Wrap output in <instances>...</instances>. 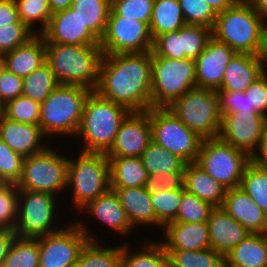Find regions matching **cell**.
Listing matches in <instances>:
<instances>
[{
    "mask_svg": "<svg viewBox=\"0 0 267 267\" xmlns=\"http://www.w3.org/2000/svg\"><path fill=\"white\" fill-rule=\"evenodd\" d=\"M151 72L152 50L103 54L94 91L130 112L147 111L151 108Z\"/></svg>",
    "mask_w": 267,
    "mask_h": 267,
    "instance_id": "cell-1",
    "label": "cell"
},
{
    "mask_svg": "<svg viewBox=\"0 0 267 267\" xmlns=\"http://www.w3.org/2000/svg\"><path fill=\"white\" fill-rule=\"evenodd\" d=\"M46 63L60 85H79L92 91L98 83L100 45L45 43Z\"/></svg>",
    "mask_w": 267,
    "mask_h": 267,
    "instance_id": "cell-2",
    "label": "cell"
},
{
    "mask_svg": "<svg viewBox=\"0 0 267 267\" xmlns=\"http://www.w3.org/2000/svg\"><path fill=\"white\" fill-rule=\"evenodd\" d=\"M247 0L217 14L212 37L231 47L236 53L259 55L267 25Z\"/></svg>",
    "mask_w": 267,
    "mask_h": 267,
    "instance_id": "cell-3",
    "label": "cell"
},
{
    "mask_svg": "<svg viewBox=\"0 0 267 267\" xmlns=\"http://www.w3.org/2000/svg\"><path fill=\"white\" fill-rule=\"evenodd\" d=\"M130 111L92 91L84 105L77 135L84 138L83 152L107 153L122 121Z\"/></svg>",
    "mask_w": 267,
    "mask_h": 267,
    "instance_id": "cell-4",
    "label": "cell"
},
{
    "mask_svg": "<svg viewBox=\"0 0 267 267\" xmlns=\"http://www.w3.org/2000/svg\"><path fill=\"white\" fill-rule=\"evenodd\" d=\"M91 92L79 85H59L40 104L39 126L43 134L76 135Z\"/></svg>",
    "mask_w": 267,
    "mask_h": 267,
    "instance_id": "cell-5",
    "label": "cell"
},
{
    "mask_svg": "<svg viewBox=\"0 0 267 267\" xmlns=\"http://www.w3.org/2000/svg\"><path fill=\"white\" fill-rule=\"evenodd\" d=\"M167 108L202 139L218 137L222 114L216 90L192 88Z\"/></svg>",
    "mask_w": 267,
    "mask_h": 267,
    "instance_id": "cell-6",
    "label": "cell"
},
{
    "mask_svg": "<svg viewBox=\"0 0 267 267\" xmlns=\"http://www.w3.org/2000/svg\"><path fill=\"white\" fill-rule=\"evenodd\" d=\"M151 76V108H167L197 87L194 59H170L152 51Z\"/></svg>",
    "mask_w": 267,
    "mask_h": 267,
    "instance_id": "cell-7",
    "label": "cell"
},
{
    "mask_svg": "<svg viewBox=\"0 0 267 267\" xmlns=\"http://www.w3.org/2000/svg\"><path fill=\"white\" fill-rule=\"evenodd\" d=\"M67 184L72 185L74 204L84 208L110 187V163L105 153L83 152L69 159Z\"/></svg>",
    "mask_w": 267,
    "mask_h": 267,
    "instance_id": "cell-8",
    "label": "cell"
},
{
    "mask_svg": "<svg viewBox=\"0 0 267 267\" xmlns=\"http://www.w3.org/2000/svg\"><path fill=\"white\" fill-rule=\"evenodd\" d=\"M251 157L217 138L203 139L195 163L226 189L241 185Z\"/></svg>",
    "mask_w": 267,
    "mask_h": 267,
    "instance_id": "cell-9",
    "label": "cell"
},
{
    "mask_svg": "<svg viewBox=\"0 0 267 267\" xmlns=\"http://www.w3.org/2000/svg\"><path fill=\"white\" fill-rule=\"evenodd\" d=\"M152 141L187 164L195 162L203 139L188 129L168 108H150Z\"/></svg>",
    "mask_w": 267,
    "mask_h": 267,
    "instance_id": "cell-10",
    "label": "cell"
},
{
    "mask_svg": "<svg viewBox=\"0 0 267 267\" xmlns=\"http://www.w3.org/2000/svg\"><path fill=\"white\" fill-rule=\"evenodd\" d=\"M57 153L47 147L40 153L25 157L18 188L55 195L56 191L68 186L69 159Z\"/></svg>",
    "mask_w": 267,
    "mask_h": 267,
    "instance_id": "cell-11",
    "label": "cell"
},
{
    "mask_svg": "<svg viewBox=\"0 0 267 267\" xmlns=\"http://www.w3.org/2000/svg\"><path fill=\"white\" fill-rule=\"evenodd\" d=\"M80 223V224H79ZM63 230L37 237L39 267H76L79 254L88 241H96L87 234L83 222Z\"/></svg>",
    "mask_w": 267,
    "mask_h": 267,
    "instance_id": "cell-12",
    "label": "cell"
},
{
    "mask_svg": "<svg viewBox=\"0 0 267 267\" xmlns=\"http://www.w3.org/2000/svg\"><path fill=\"white\" fill-rule=\"evenodd\" d=\"M103 54L151 51L153 38L149 25L109 12L106 30L99 43Z\"/></svg>",
    "mask_w": 267,
    "mask_h": 267,
    "instance_id": "cell-13",
    "label": "cell"
},
{
    "mask_svg": "<svg viewBox=\"0 0 267 267\" xmlns=\"http://www.w3.org/2000/svg\"><path fill=\"white\" fill-rule=\"evenodd\" d=\"M21 194L25 196L23 197L25 200H22ZM54 197L55 195L46 192L19 189L18 215L14 229L17 237L37 238L58 231L52 230L51 227L53 217H56Z\"/></svg>",
    "mask_w": 267,
    "mask_h": 267,
    "instance_id": "cell-14",
    "label": "cell"
},
{
    "mask_svg": "<svg viewBox=\"0 0 267 267\" xmlns=\"http://www.w3.org/2000/svg\"><path fill=\"white\" fill-rule=\"evenodd\" d=\"M266 123L267 117L258 112L224 114L218 138L251 157L258 148Z\"/></svg>",
    "mask_w": 267,
    "mask_h": 267,
    "instance_id": "cell-15",
    "label": "cell"
},
{
    "mask_svg": "<svg viewBox=\"0 0 267 267\" xmlns=\"http://www.w3.org/2000/svg\"><path fill=\"white\" fill-rule=\"evenodd\" d=\"M152 141L149 110L130 112L122 121L107 157H141Z\"/></svg>",
    "mask_w": 267,
    "mask_h": 267,
    "instance_id": "cell-16",
    "label": "cell"
},
{
    "mask_svg": "<svg viewBox=\"0 0 267 267\" xmlns=\"http://www.w3.org/2000/svg\"><path fill=\"white\" fill-rule=\"evenodd\" d=\"M41 35L45 43L70 45H99L100 43L71 7L53 13L47 28Z\"/></svg>",
    "mask_w": 267,
    "mask_h": 267,
    "instance_id": "cell-17",
    "label": "cell"
},
{
    "mask_svg": "<svg viewBox=\"0 0 267 267\" xmlns=\"http://www.w3.org/2000/svg\"><path fill=\"white\" fill-rule=\"evenodd\" d=\"M235 54L227 44L212 37L195 59L197 87L217 90L221 86L225 68Z\"/></svg>",
    "mask_w": 267,
    "mask_h": 267,
    "instance_id": "cell-18",
    "label": "cell"
},
{
    "mask_svg": "<svg viewBox=\"0 0 267 267\" xmlns=\"http://www.w3.org/2000/svg\"><path fill=\"white\" fill-rule=\"evenodd\" d=\"M221 207L250 233H267V214L240 186L227 189Z\"/></svg>",
    "mask_w": 267,
    "mask_h": 267,
    "instance_id": "cell-19",
    "label": "cell"
},
{
    "mask_svg": "<svg viewBox=\"0 0 267 267\" xmlns=\"http://www.w3.org/2000/svg\"><path fill=\"white\" fill-rule=\"evenodd\" d=\"M43 136L39 125L20 123L0 115V139L23 158L47 148L40 145Z\"/></svg>",
    "mask_w": 267,
    "mask_h": 267,
    "instance_id": "cell-20",
    "label": "cell"
},
{
    "mask_svg": "<svg viewBox=\"0 0 267 267\" xmlns=\"http://www.w3.org/2000/svg\"><path fill=\"white\" fill-rule=\"evenodd\" d=\"M210 248L226 256L250 232L222 207H215L207 220Z\"/></svg>",
    "mask_w": 267,
    "mask_h": 267,
    "instance_id": "cell-21",
    "label": "cell"
},
{
    "mask_svg": "<svg viewBox=\"0 0 267 267\" xmlns=\"http://www.w3.org/2000/svg\"><path fill=\"white\" fill-rule=\"evenodd\" d=\"M163 227L166 240L162 242L164 250H203L210 248L209 227L207 222H177L171 221Z\"/></svg>",
    "mask_w": 267,
    "mask_h": 267,
    "instance_id": "cell-22",
    "label": "cell"
},
{
    "mask_svg": "<svg viewBox=\"0 0 267 267\" xmlns=\"http://www.w3.org/2000/svg\"><path fill=\"white\" fill-rule=\"evenodd\" d=\"M45 63V40L40 33H37L25 44L4 54L2 66L11 73L24 78Z\"/></svg>",
    "mask_w": 267,
    "mask_h": 267,
    "instance_id": "cell-23",
    "label": "cell"
},
{
    "mask_svg": "<svg viewBox=\"0 0 267 267\" xmlns=\"http://www.w3.org/2000/svg\"><path fill=\"white\" fill-rule=\"evenodd\" d=\"M263 73L259 55L236 53L226 66L217 90L244 92Z\"/></svg>",
    "mask_w": 267,
    "mask_h": 267,
    "instance_id": "cell-24",
    "label": "cell"
},
{
    "mask_svg": "<svg viewBox=\"0 0 267 267\" xmlns=\"http://www.w3.org/2000/svg\"><path fill=\"white\" fill-rule=\"evenodd\" d=\"M112 190L116 193L132 227L135 224L162 225L155 217L151 193L146 190L145 186Z\"/></svg>",
    "mask_w": 267,
    "mask_h": 267,
    "instance_id": "cell-25",
    "label": "cell"
},
{
    "mask_svg": "<svg viewBox=\"0 0 267 267\" xmlns=\"http://www.w3.org/2000/svg\"><path fill=\"white\" fill-rule=\"evenodd\" d=\"M224 267H267V233H249L226 254Z\"/></svg>",
    "mask_w": 267,
    "mask_h": 267,
    "instance_id": "cell-26",
    "label": "cell"
},
{
    "mask_svg": "<svg viewBox=\"0 0 267 267\" xmlns=\"http://www.w3.org/2000/svg\"><path fill=\"white\" fill-rule=\"evenodd\" d=\"M184 189L214 207H221L227 189L213 179L195 162L186 164L184 172Z\"/></svg>",
    "mask_w": 267,
    "mask_h": 267,
    "instance_id": "cell-27",
    "label": "cell"
},
{
    "mask_svg": "<svg viewBox=\"0 0 267 267\" xmlns=\"http://www.w3.org/2000/svg\"><path fill=\"white\" fill-rule=\"evenodd\" d=\"M85 208H88L96 219L101 220L112 229L114 228L119 234H126L133 228L116 193L111 188L95 200L90 201Z\"/></svg>",
    "mask_w": 267,
    "mask_h": 267,
    "instance_id": "cell-28",
    "label": "cell"
},
{
    "mask_svg": "<svg viewBox=\"0 0 267 267\" xmlns=\"http://www.w3.org/2000/svg\"><path fill=\"white\" fill-rule=\"evenodd\" d=\"M108 159L111 189L145 186L148 174L141 157L118 156Z\"/></svg>",
    "mask_w": 267,
    "mask_h": 267,
    "instance_id": "cell-29",
    "label": "cell"
},
{
    "mask_svg": "<svg viewBox=\"0 0 267 267\" xmlns=\"http://www.w3.org/2000/svg\"><path fill=\"white\" fill-rule=\"evenodd\" d=\"M178 0H154L149 29L153 40L166 32L177 31L185 26Z\"/></svg>",
    "mask_w": 267,
    "mask_h": 267,
    "instance_id": "cell-30",
    "label": "cell"
},
{
    "mask_svg": "<svg viewBox=\"0 0 267 267\" xmlns=\"http://www.w3.org/2000/svg\"><path fill=\"white\" fill-rule=\"evenodd\" d=\"M71 8L100 40L106 30L111 0H73Z\"/></svg>",
    "mask_w": 267,
    "mask_h": 267,
    "instance_id": "cell-31",
    "label": "cell"
},
{
    "mask_svg": "<svg viewBox=\"0 0 267 267\" xmlns=\"http://www.w3.org/2000/svg\"><path fill=\"white\" fill-rule=\"evenodd\" d=\"M141 159L148 176L158 173L185 171L186 162L164 147L151 141L142 153Z\"/></svg>",
    "mask_w": 267,
    "mask_h": 267,
    "instance_id": "cell-32",
    "label": "cell"
},
{
    "mask_svg": "<svg viewBox=\"0 0 267 267\" xmlns=\"http://www.w3.org/2000/svg\"><path fill=\"white\" fill-rule=\"evenodd\" d=\"M59 85L50 66L45 63L23 78L22 95L41 104Z\"/></svg>",
    "mask_w": 267,
    "mask_h": 267,
    "instance_id": "cell-33",
    "label": "cell"
},
{
    "mask_svg": "<svg viewBox=\"0 0 267 267\" xmlns=\"http://www.w3.org/2000/svg\"><path fill=\"white\" fill-rule=\"evenodd\" d=\"M169 267H224V257L212 248L203 250H165Z\"/></svg>",
    "mask_w": 267,
    "mask_h": 267,
    "instance_id": "cell-34",
    "label": "cell"
},
{
    "mask_svg": "<svg viewBox=\"0 0 267 267\" xmlns=\"http://www.w3.org/2000/svg\"><path fill=\"white\" fill-rule=\"evenodd\" d=\"M146 248L129 255L128 245H121V267H167L168 255L162 244L149 243ZM128 250V251H127Z\"/></svg>",
    "mask_w": 267,
    "mask_h": 267,
    "instance_id": "cell-35",
    "label": "cell"
},
{
    "mask_svg": "<svg viewBox=\"0 0 267 267\" xmlns=\"http://www.w3.org/2000/svg\"><path fill=\"white\" fill-rule=\"evenodd\" d=\"M76 267H121V246L104 248L88 241L82 248Z\"/></svg>",
    "mask_w": 267,
    "mask_h": 267,
    "instance_id": "cell-36",
    "label": "cell"
},
{
    "mask_svg": "<svg viewBox=\"0 0 267 267\" xmlns=\"http://www.w3.org/2000/svg\"><path fill=\"white\" fill-rule=\"evenodd\" d=\"M240 187L267 214V169L250 161Z\"/></svg>",
    "mask_w": 267,
    "mask_h": 267,
    "instance_id": "cell-37",
    "label": "cell"
},
{
    "mask_svg": "<svg viewBox=\"0 0 267 267\" xmlns=\"http://www.w3.org/2000/svg\"><path fill=\"white\" fill-rule=\"evenodd\" d=\"M1 267H39L37 238L16 237Z\"/></svg>",
    "mask_w": 267,
    "mask_h": 267,
    "instance_id": "cell-38",
    "label": "cell"
},
{
    "mask_svg": "<svg viewBox=\"0 0 267 267\" xmlns=\"http://www.w3.org/2000/svg\"><path fill=\"white\" fill-rule=\"evenodd\" d=\"M215 207L210 203L190 194L182 189V199L179 205L177 216L173 221L177 222H207L211 211Z\"/></svg>",
    "mask_w": 267,
    "mask_h": 267,
    "instance_id": "cell-39",
    "label": "cell"
},
{
    "mask_svg": "<svg viewBox=\"0 0 267 267\" xmlns=\"http://www.w3.org/2000/svg\"><path fill=\"white\" fill-rule=\"evenodd\" d=\"M2 114L20 123L39 125L40 103L22 95L2 106Z\"/></svg>",
    "mask_w": 267,
    "mask_h": 267,
    "instance_id": "cell-40",
    "label": "cell"
},
{
    "mask_svg": "<svg viewBox=\"0 0 267 267\" xmlns=\"http://www.w3.org/2000/svg\"><path fill=\"white\" fill-rule=\"evenodd\" d=\"M19 19L33 31V23L38 20L41 22L42 30L47 28L52 11L48 0H15Z\"/></svg>",
    "mask_w": 267,
    "mask_h": 267,
    "instance_id": "cell-41",
    "label": "cell"
},
{
    "mask_svg": "<svg viewBox=\"0 0 267 267\" xmlns=\"http://www.w3.org/2000/svg\"><path fill=\"white\" fill-rule=\"evenodd\" d=\"M181 199L182 189L173 191L160 190L159 192L151 193L155 217L162 224V227L176 218Z\"/></svg>",
    "mask_w": 267,
    "mask_h": 267,
    "instance_id": "cell-42",
    "label": "cell"
},
{
    "mask_svg": "<svg viewBox=\"0 0 267 267\" xmlns=\"http://www.w3.org/2000/svg\"><path fill=\"white\" fill-rule=\"evenodd\" d=\"M212 38V29L202 25H185L181 28V44L185 58L196 59Z\"/></svg>",
    "mask_w": 267,
    "mask_h": 267,
    "instance_id": "cell-43",
    "label": "cell"
},
{
    "mask_svg": "<svg viewBox=\"0 0 267 267\" xmlns=\"http://www.w3.org/2000/svg\"><path fill=\"white\" fill-rule=\"evenodd\" d=\"M186 25H202L213 28L217 13L206 0H178Z\"/></svg>",
    "mask_w": 267,
    "mask_h": 267,
    "instance_id": "cell-44",
    "label": "cell"
},
{
    "mask_svg": "<svg viewBox=\"0 0 267 267\" xmlns=\"http://www.w3.org/2000/svg\"><path fill=\"white\" fill-rule=\"evenodd\" d=\"M18 193L17 184H5L0 188V228L14 231L18 215Z\"/></svg>",
    "mask_w": 267,
    "mask_h": 267,
    "instance_id": "cell-45",
    "label": "cell"
},
{
    "mask_svg": "<svg viewBox=\"0 0 267 267\" xmlns=\"http://www.w3.org/2000/svg\"><path fill=\"white\" fill-rule=\"evenodd\" d=\"M154 0H111V10L119 16L145 22L149 25Z\"/></svg>",
    "mask_w": 267,
    "mask_h": 267,
    "instance_id": "cell-46",
    "label": "cell"
},
{
    "mask_svg": "<svg viewBox=\"0 0 267 267\" xmlns=\"http://www.w3.org/2000/svg\"><path fill=\"white\" fill-rule=\"evenodd\" d=\"M23 157L0 139V179L5 184H17L22 176Z\"/></svg>",
    "mask_w": 267,
    "mask_h": 267,
    "instance_id": "cell-47",
    "label": "cell"
},
{
    "mask_svg": "<svg viewBox=\"0 0 267 267\" xmlns=\"http://www.w3.org/2000/svg\"><path fill=\"white\" fill-rule=\"evenodd\" d=\"M35 33L21 20L0 27V51L4 54L25 44Z\"/></svg>",
    "mask_w": 267,
    "mask_h": 267,
    "instance_id": "cell-48",
    "label": "cell"
},
{
    "mask_svg": "<svg viewBox=\"0 0 267 267\" xmlns=\"http://www.w3.org/2000/svg\"><path fill=\"white\" fill-rule=\"evenodd\" d=\"M152 51L170 59H185L181 44V29L163 33L153 40Z\"/></svg>",
    "mask_w": 267,
    "mask_h": 267,
    "instance_id": "cell-49",
    "label": "cell"
},
{
    "mask_svg": "<svg viewBox=\"0 0 267 267\" xmlns=\"http://www.w3.org/2000/svg\"><path fill=\"white\" fill-rule=\"evenodd\" d=\"M222 115L235 112H257L250 107L249 96L244 92L216 90Z\"/></svg>",
    "mask_w": 267,
    "mask_h": 267,
    "instance_id": "cell-50",
    "label": "cell"
},
{
    "mask_svg": "<svg viewBox=\"0 0 267 267\" xmlns=\"http://www.w3.org/2000/svg\"><path fill=\"white\" fill-rule=\"evenodd\" d=\"M184 172L176 173H158L148 176L145 188L150 193H156L160 190H179L184 189Z\"/></svg>",
    "mask_w": 267,
    "mask_h": 267,
    "instance_id": "cell-51",
    "label": "cell"
},
{
    "mask_svg": "<svg viewBox=\"0 0 267 267\" xmlns=\"http://www.w3.org/2000/svg\"><path fill=\"white\" fill-rule=\"evenodd\" d=\"M23 77L17 76L0 66V104L22 96Z\"/></svg>",
    "mask_w": 267,
    "mask_h": 267,
    "instance_id": "cell-52",
    "label": "cell"
},
{
    "mask_svg": "<svg viewBox=\"0 0 267 267\" xmlns=\"http://www.w3.org/2000/svg\"><path fill=\"white\" fill-rule=\"evenodd\" d=\"M250 107L267 117V72L256 79L245 91Z\"/></svg>",
    "mask_w": 267,
    "mask_h": 267,
    "instance_id": "cell-53",
    "label": "cell"
},
{
    "mask_svg": "<svg viewBox=\"0 0 267 267\" xmlns=\"http://www.w3.org/2000/svg\"><path fill=\"white\" fill-rule=\"evenodd\" d=\"M19 20L15 0H0V27Z\"/></svg>",
    "mask_w": 267,
    "mask_h": 267,
    "instance_id": "cell-54",
    "label": "cell"
},
{
    "mask_svg": "<svg viewBox=\"0 0 267 267\" xmlns=\"http://www.w3.org/2000/svg\"><path fill=\"white\" fill-rule=\"evenodd\" d=\"M257 151L252 154L251 161L267 169V123L260 138Z\"/></svg>",
    "mask_w": 267,
    "mask_h": 267,
    "instance_id": "cell-55",
    "label": "cell"
},
{
    "mask_svg": "<svg viewBox=\"0 0 267 267\" xmlns=\"http://www.w3.org/2000/svg\"><path fill=\"white\" fill-rule=\"evenodd\" d=\"M16 237V233L13 230L0 228V267Z\"/></svg>",
    "mask_w": 267,
    "mask_h": 267,
    "instance_id": "cell-56",
    "label": "cell"
},
{
    "mask_svg": "<svg viewBox=\"0 0 267 267\" xmlns=\"http://www.w3.org/2000/svg\"><path fill=\"white\" fill-rule=\"evenodd\" d=\"M237 1L238 0H206L217 14L233 6Z\"/></svg>",
    "mask_w": 267,
    "mask_h": 267,
    "instance_id": "cell-57",
    "label": "cell"
},
{
    "mask_svg": "<svg viewBox=\"0 0 267 267\" xmlns=\"http://www.w3.org/2000/svg\"><path fill=\"white\" fill-rule=\"evenodd\" d=\"M254 10L263 18L267 19V0H247Z\"/></svg>",
    "mask_w": 267,
    "mask_h": 267,
    "instance_id": "cell-58",
    "label": "cell"
},
{
    "mask_svg": "<svg viewBox=\"0 0 267 267\" xmlns=\"http://www.w3.org/2000/svg\"><path fill=\"white\" fill-rule=\"evenodd\" d=\"M52 13L66 10L71 7L73 0H48Z\"/></svg>",
    "mask_w": 267,
    "mask_h": 267,
    "instance_id": "cell-59",
    "label": "cell"
},
{
    "mask_svg": "<svg viewBox=\"0 0 267 267\" xmlns=\"http://www.w3.org/2000/svg\"><path fill=\"white\" fill-rule=\"evenodd\" d=\"M259 59H260V64L262 66V70L264 73H266L265 65L263 64H267V27L263 36V40L261 43V49L259 52Z\"/></svg>",
    "mask_w": 267,
    "mask_h": 267,
    "instance_id": "cell-60",
    "label": "cell"
},
{
    "mask_svg": "<svg viewBox=\"0 0 267 267\" xmlns=\"http://www.w3.org/2000/svg\"><path fill=\"white\" fill-rule=\"evenodd\" d=\"M4 53L0 51V66L3 65Z\"/></svg>",
    "mask_w": 267,
    "mask_h": 267,
    "instance_id": "cell-61",
    "label": "cell"
},
{
    "mask_svg": "<svg viewBox=\"0 0 267 267\" xmlns=\"http://www.w3.org/2000/svg\"><path fill=\"white\" fill-rule=\"evenodd\" d=\"M5 185V183L0 179V188H2Z\"/></svg>",
    "mask_w": 267,
    "mask_h": 267,
    "instance_id": "cell-62",
    "label": "cell"
},
{
    "mask_svg": "<svg viewBox=\"0 0 267 267\" xmlns=\"http://www.w3.org/2000/svg\"><path fill=\"white\" fill-rule=\"evenodd\" d=\"M2 114V105L0 104V115Z\"/></svg>",
    "mask_w": 267,
    "mask_h": 267,
    "instance_id": "cell-63",
    "label": "cell"
}]
</instances>
